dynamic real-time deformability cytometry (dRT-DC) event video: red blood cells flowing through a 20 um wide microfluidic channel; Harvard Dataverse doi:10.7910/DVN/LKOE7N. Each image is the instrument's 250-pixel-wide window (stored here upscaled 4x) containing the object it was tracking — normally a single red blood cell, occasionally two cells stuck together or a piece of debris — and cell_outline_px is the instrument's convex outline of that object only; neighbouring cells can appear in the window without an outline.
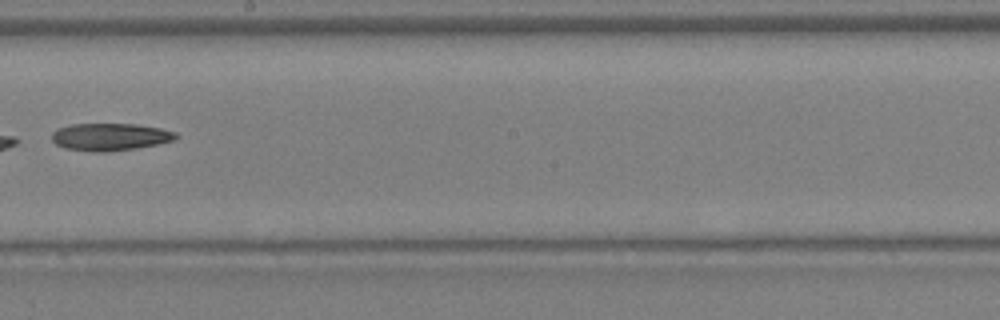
{"species": "Egyptian fruit bat (a non-hibernating species)", "species_latin": "Rousettus aegyptiacus", "temperature_condition": "warm", "stored_images_in_passage": 23, "camera_frame_rate_fps": 3000, "um_per_image_px": 0.085, "animal": {"sex": "female"}, "frame": {"image": 1, "passage_image": 10, "time_ms": 3.0, "image_size_px": [1000, 320], "cell_outline_px": [[180, 136], [176, 140], [136, 148], [104, 152], [92, 152], [64, 148], [56, 144], [52, 140], [52, 132], [56, 128], [72, 124], [136, 124], [160, 128], [176, 132]], "centroid_in_image_um": [9.35, 11.63], "position_along_channel_um": 238.8, "area_um2": 19.94}}